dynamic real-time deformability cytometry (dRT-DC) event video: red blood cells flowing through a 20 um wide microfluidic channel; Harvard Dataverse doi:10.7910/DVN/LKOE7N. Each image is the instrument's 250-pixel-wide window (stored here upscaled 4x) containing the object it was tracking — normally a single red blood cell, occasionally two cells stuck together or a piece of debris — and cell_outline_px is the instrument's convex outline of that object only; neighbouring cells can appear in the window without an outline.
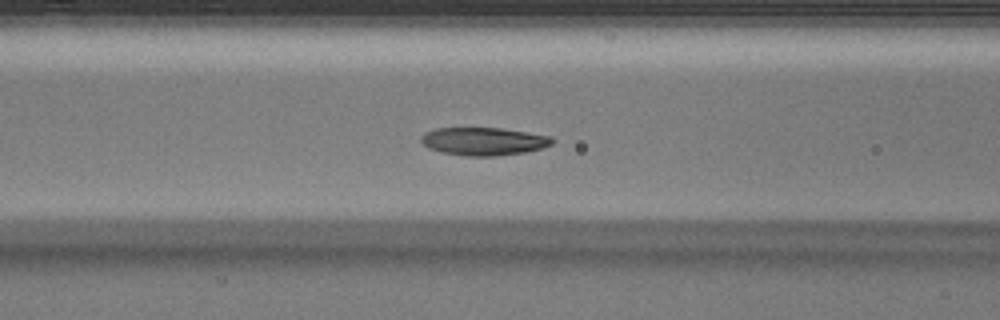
{"species": "Egyptian fruit bat (a non-hibernating species)", "species_latin": "Rousettus aegyptiacus", "temperature_condition": "warm", "stored_images_in_passage": 37, "camera_frame_rate_fps": 3000, "um_per_image_px": 0.085, "animal": {"sex": "male"}, "frame": {"image": 1, "passage_image": 12, "time_ms": 3.667, "image_size_px": [1000, 320], "cell_outline_px": [[556, 140], [552, 144], [540, 148], [524, 152], [496, 156], [464, 156], [444, 152], [428, 148], [420, 140], [420, 136], [424, 132], [436, 128], [500, 128], [552, 136]], "centroid_in_image_um": [41.1, 12.01], "position_along_channel_um": 125.5, "area_um2": 21.33}}
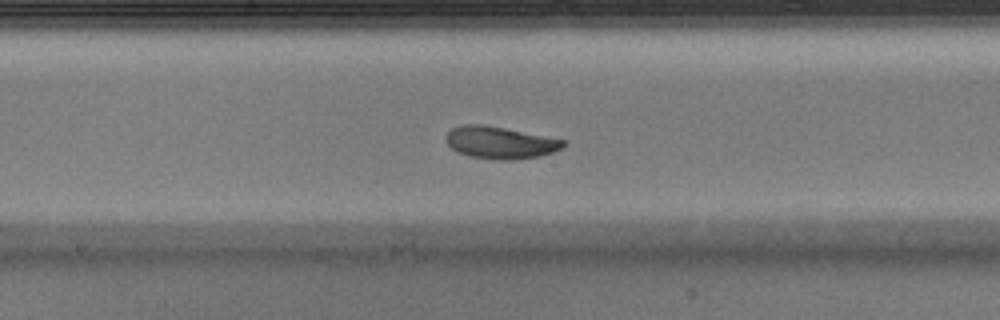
{"frame": {"image": 2, "passage_image": 18, "time_ms": 5.667, "image_size_px": [1000, 320], "cell_outline_px": [[564, 148], [540, 156], [512, 160], [496, 160], [472, 156], [460, 152], [452, 148], [448, 144], [448, 132], [452, 128], [460, 124], [484, 124], [564, 140]], "centroid_in_image_um": [42.52, 12.12], "position_along_channel_um": 205.7, "area_um2": 21.62}}
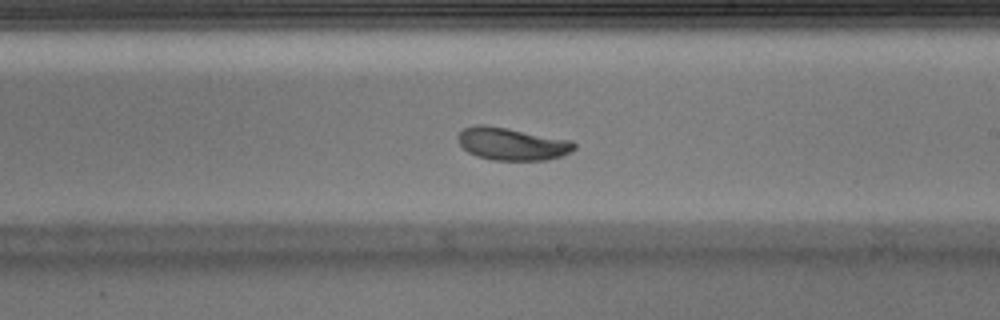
{"frame": {"image": 3, "passage_image": 21, "time_ms": 6.667, "image_size_px": [1000, 320], "cell_outline_px": [[576, 148], [572, 152], [548, 160], [492, 160], [476, 156], [468, 152], [460, 144], [456, 136], [464, 128], [476, 124], [484, 124], [508, 128], [572, 140], [576, 144]], "centroid_in_image_um": [43.53, 12.23], "position_along_channel_um": 245.5, "area_um2": 22.25}, "authors_computed_cell_mechanics": {"area_um2": 21.7906, "velocity_mm_per_s": 4.0015, "shape_relaxation_time_tau1_ms": 1.8586, "shape_relaxation_time_tau2_ms": 1.7633, "deformation_change_tau1": 0.0944, "deformation_change_tau2": 0.0669}}